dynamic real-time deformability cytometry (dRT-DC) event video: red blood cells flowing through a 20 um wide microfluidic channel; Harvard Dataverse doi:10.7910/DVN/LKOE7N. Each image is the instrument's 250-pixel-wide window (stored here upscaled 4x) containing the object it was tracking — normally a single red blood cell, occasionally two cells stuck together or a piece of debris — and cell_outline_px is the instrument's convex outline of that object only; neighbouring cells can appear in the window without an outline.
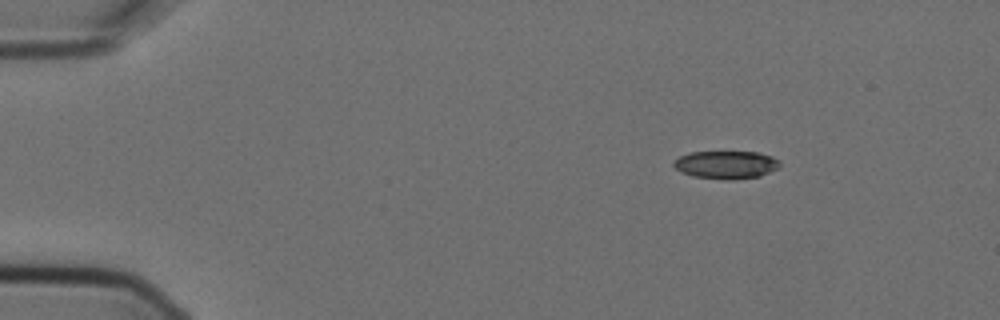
{"species": "Egyptian fruit bat (a non-hibernating species)", "species_latin": "Rousettus aegyptiacus", "temperature_condition": "cold", "stored_images_in_passage": 4, "camera_frame_rate_fps": 3000, "um_per_image_px": 0.085, "animal": {"sex": "female"}, "frame": {"image": 1, "passage_image": 1, "time_ms": 0.0, "image_size_px": [1000, 320], "cell_outline_px": [[780, 164], [776, 168], [760, 176], [732, 180], [728, 180], [692, 176], [680, 172], [672, 164], [680, 156], [692, 152], [756, 152], [772, 156], [780, 160]], "centroid_in_image_um": [61.71, 14.01], "position_along_channel_um": 23.3, "area_um2": 17.17}}
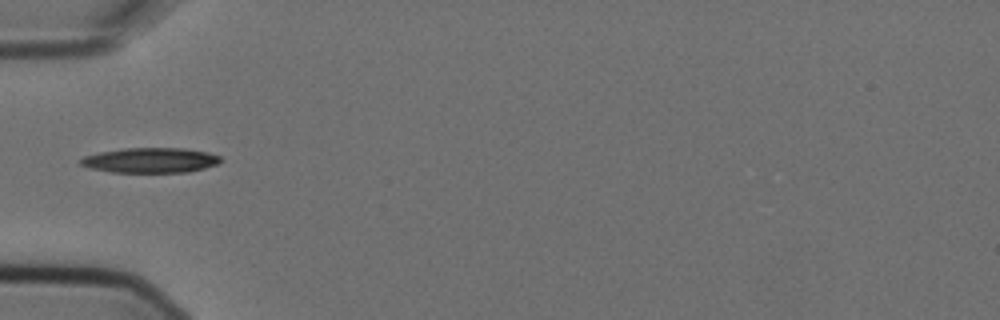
{"frame": {"image": 2, "passage_image": 4, "time_ms": 1.0, "image_size_px": [1000, 320], "cell_outline_px": [[220, 164], [188, 172], [112, 172], [88, 168], [80, 164], [76, 160], [84, 156], [100, 152], [124, 148], [184, 148], [208, 152], [220, 156]], "centroid_in_image_um": [12.76, 13.62], "position_along_channel_um": 72.2, "area_um2": 20.58}}